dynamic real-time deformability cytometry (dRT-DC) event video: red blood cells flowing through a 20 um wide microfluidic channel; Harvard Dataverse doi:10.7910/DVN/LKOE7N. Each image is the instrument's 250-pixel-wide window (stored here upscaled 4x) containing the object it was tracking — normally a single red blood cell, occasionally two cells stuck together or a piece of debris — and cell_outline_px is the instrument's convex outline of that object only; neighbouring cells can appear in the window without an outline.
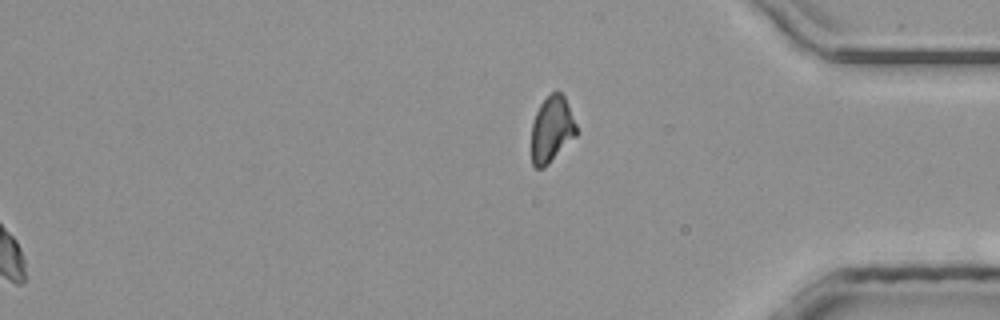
{"species": "common noctule bat (a hibernating species)", "species_latin": "Nyctalus noctula", "temperature_condition": "room temperature", "stored_images_in_passage": 35, "segment_of_instrument_passage": [2, 2], "camera_frame_rate_fps": 3000, "um_per_image_px": 0.085, "animal": {"sex": "male", "body_mass_g": 20.4}, "frame": {"image": 1, "passage_image": 35, "time_ms": 11.333, "image_size_px": [1000, 320], "cell_outline_px": [[576, 136], [544, 168], [536, 168], [532, 164], [532, 124], [536, 112], [540, 104], [556, 88], [564, 96], [576, 124]], "centroid_in_image_um": [46.89, 10.98], "position_along_channel_um": 388.3, "area_um2": 17.17}}